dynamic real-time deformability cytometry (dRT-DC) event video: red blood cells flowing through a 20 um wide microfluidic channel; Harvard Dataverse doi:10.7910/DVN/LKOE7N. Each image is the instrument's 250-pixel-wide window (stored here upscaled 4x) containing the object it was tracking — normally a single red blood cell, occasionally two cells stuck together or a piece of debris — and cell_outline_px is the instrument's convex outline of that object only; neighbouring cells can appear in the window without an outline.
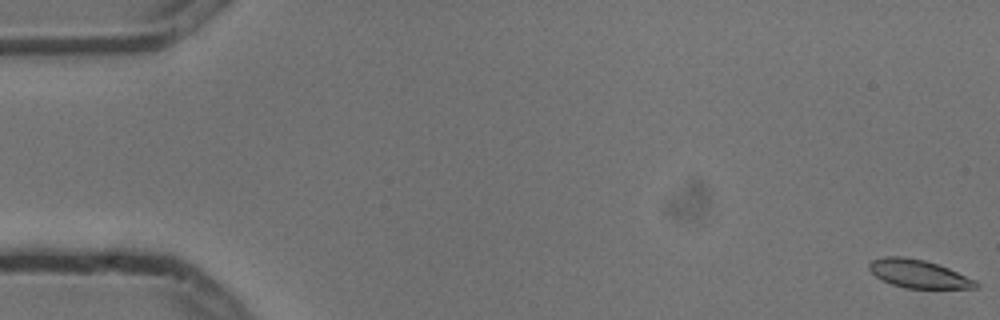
{"species": "common noctule bat (a hibernating species)", "species_latin": "Nyctalus noctula", "temperature_condition": "cold", "stored_images_in_passage": 5, "camera_frame_rate_fps": 3000, "um_per_image_px": 0.085, "animal": {"sex": "male", "body_mass_g": 13.3}, "frame": {"image": 1, "passage_image": 1, "time_ms": 0.0, "image_size_px": [1000, 320], "cell_outline_px": [[980, 288], [904, 288], [880, 280], [868, 268], [868, 264], [872, 260], [884, 256], [904, 256], [924, 260], [948, 268], [976, 280], [980, 284]], "centroid_in_image_um": [78.07, 23.28], "position_along_channel_um": 6.9, "area_um2": 17.57}}
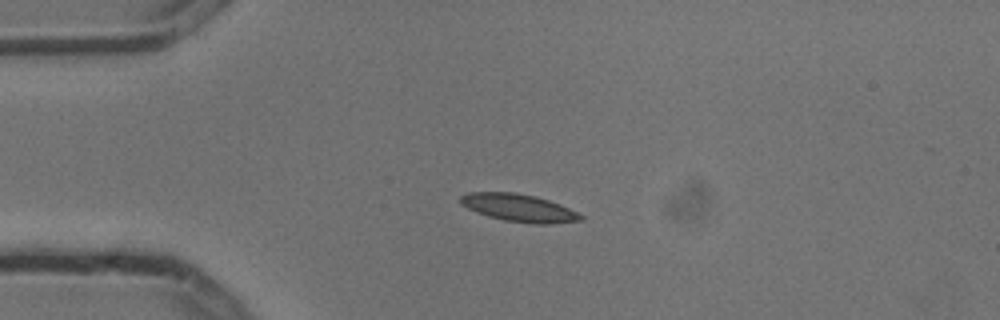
{"frame": {"image": 2, "passage_image": 4, "time_ms": 1.0, "image_size_px": [1000, 320], "cell_outline_px": [[584, 220], [548, 224], [532, 224], [504, 220], [488, 216], [476, 212], [460, 204], [460, 196], [468, 192], [512, 192], [536, 196], [560, 204], [584, 216]], "centroid_in_image_um": [44.1, 17.67], "position_along_channel_um": 40.9, "area_um2": 19.36}}